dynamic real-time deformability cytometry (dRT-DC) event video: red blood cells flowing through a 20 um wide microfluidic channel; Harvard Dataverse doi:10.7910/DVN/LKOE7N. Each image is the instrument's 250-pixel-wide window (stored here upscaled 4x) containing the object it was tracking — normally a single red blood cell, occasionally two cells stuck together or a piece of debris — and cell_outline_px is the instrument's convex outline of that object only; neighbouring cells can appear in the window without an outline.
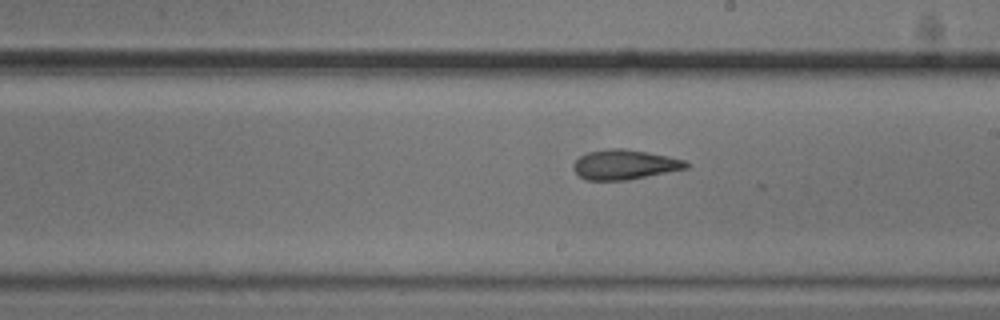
{"species": "common noctule bat (a hibernating species)", "species_latin": "Nyctalus noctula", "temperature_condition": "cold", "stored_images_in_passage": 28, "camera_frame_rate_fps": 3000, "um_per_image_px": 0.085, "animal": {"sex": "male", "body_mass_g": 20.5, "forearm_length_mm": 52.5}, "frame": {"image": 1, "passage_image": 15, "time_ms": 4.667, "image_size_px": [1000, 320], "cell_outline_px": [[688, 168], [628, 180], [588, 180], [580, 176], [572, 168], [572, 164], [580, 156], [588, 152], [608, 148], [624, 148], [668, 156], [684, 160], [688, 164]], "centroid_in_image_um": [53.07, 13.99], "position_along_channel_um": 235.9, "area_um2": 19.48}}
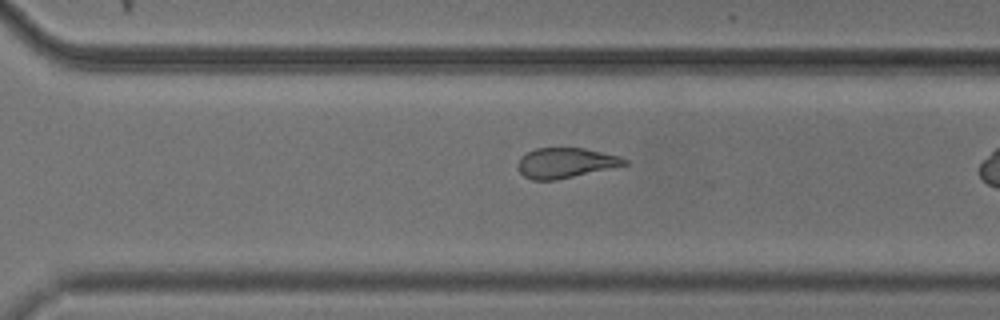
{"frame": {"image": 2, "passage_image": 22, "time_ms": 7.0, "image_size_px": [1000, 320], "cell_outline_px": [[628, 164], [556, 180], [532, 180], [524, 176], [520, 172], [520, 156], [536, 148], [584, 148], [620, 156], [628, 160]], "centroid_in_image_um": [48.09, 13.84], "position_along_channel_um": 322.5, "area_um2": 18.44}}